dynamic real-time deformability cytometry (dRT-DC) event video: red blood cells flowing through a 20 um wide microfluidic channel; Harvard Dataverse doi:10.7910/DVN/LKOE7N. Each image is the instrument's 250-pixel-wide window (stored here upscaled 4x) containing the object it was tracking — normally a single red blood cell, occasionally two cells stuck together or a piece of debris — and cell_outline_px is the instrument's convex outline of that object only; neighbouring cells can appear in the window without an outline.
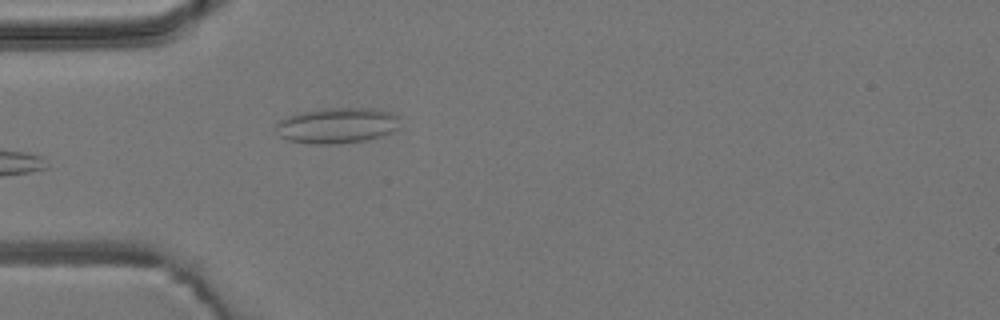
{"species": "common noctule bat (a hibernating species)", "species_latin": "Nyctalus noctula", "temperature_condition": "room temperature", "stored_images_in_passage": 5, "camera_frame_rate_fps": 3000, "um_per_image_px": 0.085, "animal": {"sex": "male", "body_mass_g": 19.2, "forearm_length_mm": 51.8}, "frame": {"image": 1, "passage_image": 5, "time_ms": 5.0, "image_size_px": [1000, 320], "cell_outline_px": [[396, 128], [392, 132], [380, 136], [364, 140], [336, 144], [316, 144], [288, 140], [280, 136], [276, 128], [276, 120], [300, 112], [324, 108], [372, 108], [388, 112], [396, 116]], "centroid_in_image_um": [28.57, 10.66], "position_along_channel_um": 56.4, "area_um2": 25.43}}